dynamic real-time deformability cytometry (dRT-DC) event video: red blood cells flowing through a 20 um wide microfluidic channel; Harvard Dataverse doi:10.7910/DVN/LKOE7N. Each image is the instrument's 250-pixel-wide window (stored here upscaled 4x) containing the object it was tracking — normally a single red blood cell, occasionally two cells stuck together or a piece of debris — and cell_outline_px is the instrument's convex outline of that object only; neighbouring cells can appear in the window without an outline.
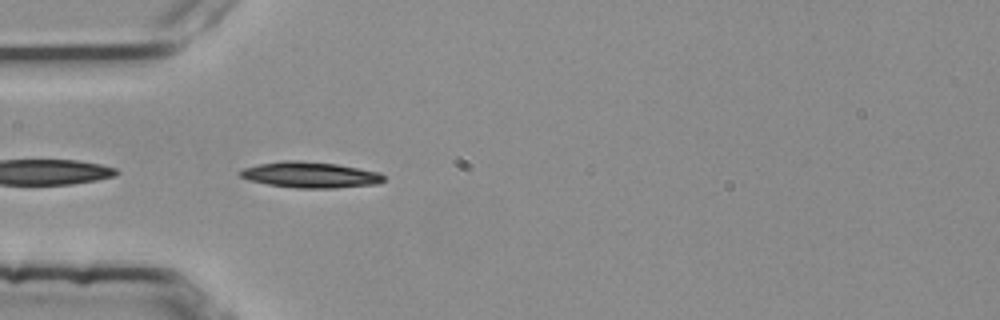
{"species": "common noctule bat (a hibernating species)", "species_latin": "Nyctalus noctula", "temperature_condition": "room temperature", "stored_images_in_passage": 3, "camera_frame_rate_fps": 3000, "um_per_image_px": 0.085, "animal": {"sex": "female", "body_mass_g": 25.1}, "frame": {"image": 1, "passage_image": 3, "time_ms": 0.667, "image_size_px": [1000, 320], "cell_outline_px": [[384, 180], [376, 184], [336, 188], [296, 188], [268, 184], [248, 180], [240, 176], [240, 172], [244, 168], [260, 164], [284, 160], [300, 160], [336, 164], [380, 172], [384, 176]], "centroid_in_image_um": [26.38, 14.86], "position_along_channel_um": 58.6, "area_um2": 21.56}}